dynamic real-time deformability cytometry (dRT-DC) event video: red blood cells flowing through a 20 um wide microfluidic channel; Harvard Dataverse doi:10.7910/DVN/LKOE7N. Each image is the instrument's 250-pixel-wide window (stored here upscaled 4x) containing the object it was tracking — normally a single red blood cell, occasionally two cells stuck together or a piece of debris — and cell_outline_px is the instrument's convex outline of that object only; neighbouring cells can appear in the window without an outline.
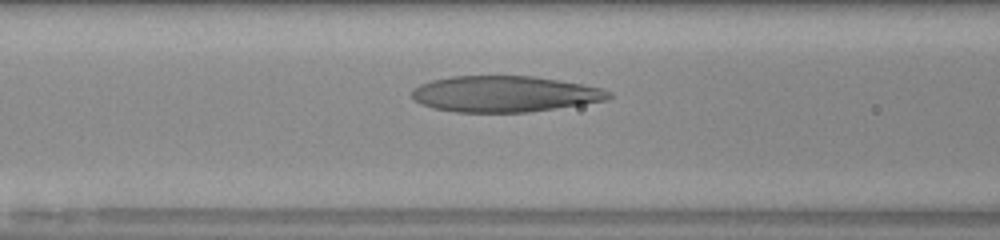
{"species": "human", "species_latin": "Homo sapiens", "temperature_condition": "room temperature", "stored_images_in_passage": 34, "camera_frame_rate_fps": 3000, "um_per_image_px": 0.085, "donor": {"sex": "male"}, "frame": {"image": 1, "passage_image": 11, "time_ms": 3.333, "image_size_px": [1000, 240], "cell_outline_px": [[612, 96], [608, 100], [528, 112], [456, 112], [432, 108], [420, 104], [412, 96], [412, 88], [420, 84], [432, 80], [452, 76], [536, 76], [580, 84], [600, 88], [612, 92]], "centroid_in_image_um": [42.87, 7.98], "position_along_channel_um": 123.7, "area_um2": 41.27}}
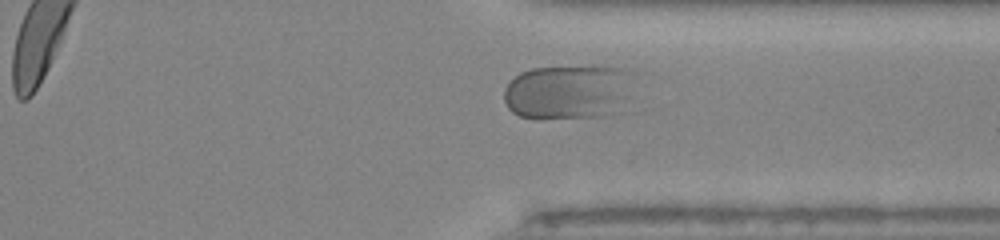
{"frame": {"image": 2, "passage_image": 29, "time_ms": 9.333, "image_size_px": [1000, 240], "cell_outline_px": [[644, 72], [636, 112], [604, 116], [520, 116], [512, 112], [508, 108], [504, 100], [504, 88], [520, 72], [532, 68], [592, 64], [628, 68]], "centroid_in_image_um": [48.83, 7.75], "position_along_channel_um": 362.6, "area_um2": 45.66}}
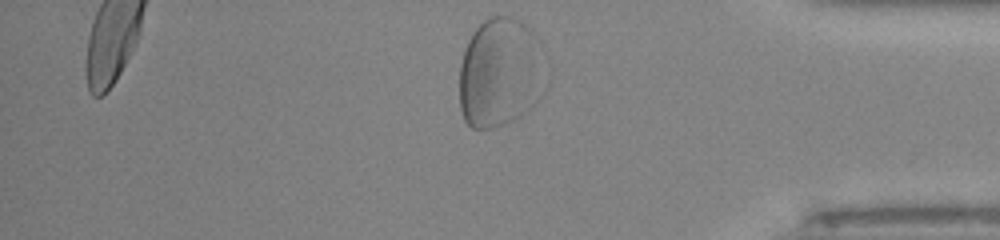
{"frame": {"image": 3, "passage_image": 33, "time_ms": 10.667, "image_size_px": [1000, 240], "cell_outline_px": [[548, 88], [532, 108], [520, 116], [512, 120], [488, 128], [472, 128], [464, 120], [460, 108], [460, 64], [464, 48], [472, 32], [488, 16], [508, 16], [520, 20], [528, 28], [548, 80]], "centroid_in_image_um": [42.49, 6.22], "position_along_channel_um": 392.7, "area_um2": 54.85}}